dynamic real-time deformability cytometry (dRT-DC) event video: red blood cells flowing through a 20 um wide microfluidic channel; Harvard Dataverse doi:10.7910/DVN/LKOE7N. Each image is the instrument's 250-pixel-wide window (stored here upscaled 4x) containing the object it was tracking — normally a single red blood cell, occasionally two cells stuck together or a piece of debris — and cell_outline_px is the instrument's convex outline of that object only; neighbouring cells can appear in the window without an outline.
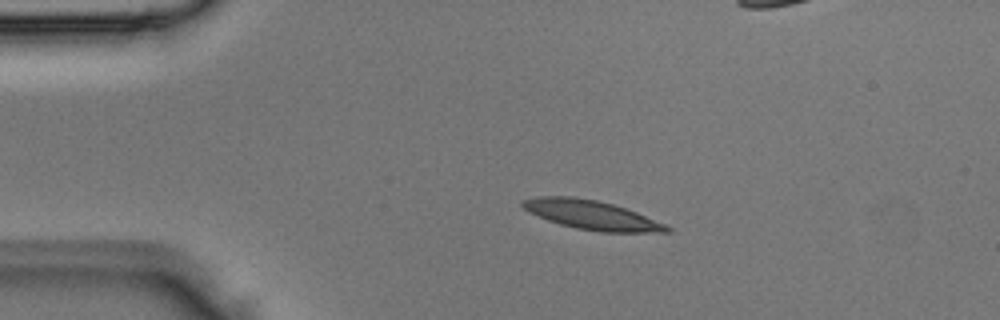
{"species": "Egyptian fruit bat (a non-hibernating species)", "species_latin": "Rousettus aegyptiacus", "temperature_condition": "room temperature", "stored_images_in_passage": 4, "camera_frame_rate_fps": 3000, "um_per_image_px": 0.085, "animal": {"sex": "male"}, "frame": {"image": 1, "passage_image": 2, "time_ms": 0.333, "image_size_px": [1000, 320], "cell_outline_px": [[672, 232], [600, 232], [576, 228], [560, 224], [548, 220], [528, 212], [520, 204], [520, 200], [540, 196], [572, 196], [596, 200], [612, 204], [636, 212], [664, 224], [672, 228]], "centroid_in_image_um": [50.25, 18.27], "position_along_channel_um": 34.8, "area_um2": 24.33}}
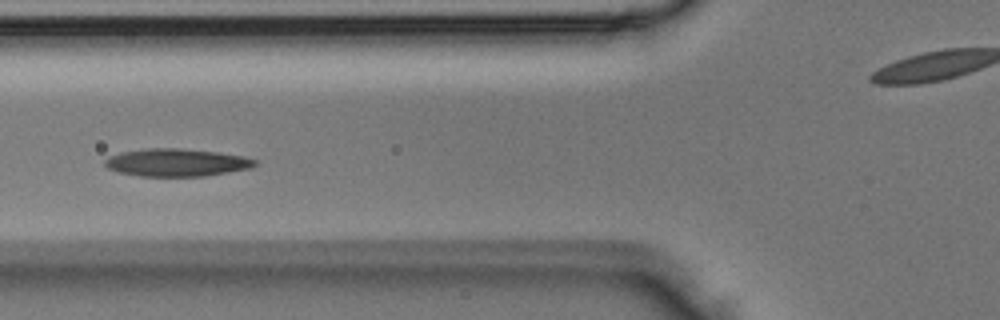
{"frame": {"image": 2, "passage_image": 4, "time_ms": 1.0, "image_size_px": [1000, 320], "cell_outline_px": [[256, 164], [252, 168], [204, 176], [140, 176], [120, 172], [108, 168], [104, 164], [104, 160], [120, 152], [144, 148], [180, 148], [220, 152], [244, 156], [256, 160]], "centroid_in_image_um": [15.03, 13.8], "position_along_channel_um": 110.8, "area_um2": 24.22}}